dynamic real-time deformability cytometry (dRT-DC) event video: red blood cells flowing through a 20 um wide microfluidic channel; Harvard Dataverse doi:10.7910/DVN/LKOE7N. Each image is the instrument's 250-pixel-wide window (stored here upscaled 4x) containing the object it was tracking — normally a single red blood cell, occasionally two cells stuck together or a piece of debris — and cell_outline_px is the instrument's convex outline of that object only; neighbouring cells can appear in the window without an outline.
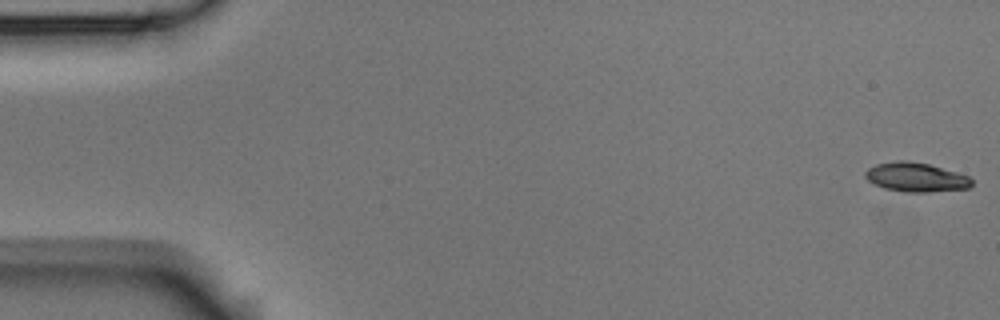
{"species": "Egyptian fruit bat (a non-hibernating species)", "species_latin": "Rousettus aegyptiacus", "temperature_condition": "room temperature", "stored_images_in_passage": 56, "camera_frame_rate_fps": 3000, "um_per_image_px": 0.085, "animal": {"sex": "male"}, "frame": {"image": 1, "passage_image": 1, "time_ms": 0.0, "image_size_px": [1000, 320], "cell_outline_px": [[972, 184], [968, 188], [928, 192], [904, 192], [884, 188], [868, 180], [864, 176], [864, 172], [868, 168], [876, 164], [896, 160], [904, 160], [928, 164], [956, 172], [968, 176], [972, 180]], "centroid_in_image_um": [77.82, 15.06], "position_along_channel_um": 7.2, "area_um2": 17.98}}
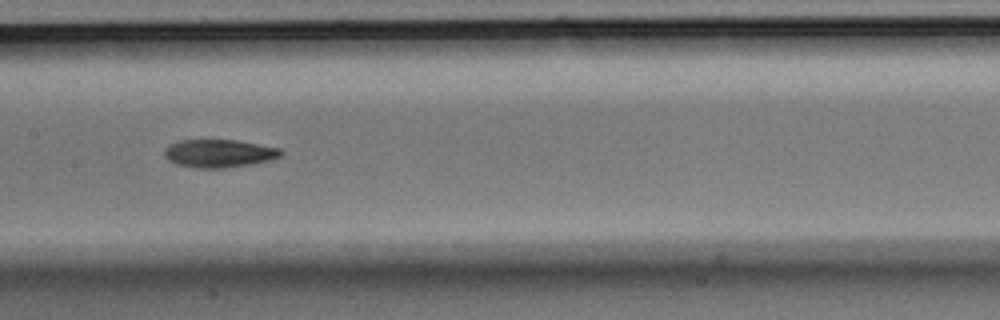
{"frame": {"image": 2, "passage_image": 28, "time_ms": 9.0, "image_size_px": [1000, 320], "cell_outline_px": [[284, 152], [280, 156], [272, 160], [252, 164], [224, 168], [196, 168], [176, 164], [168, 160], [164, 156], [164, 148], [168, 144], [180, 140], [236, 140], [280, 148]], "centroid_in_image_um": [18.6, 13.04], "position_along_channel_um": 188.8, "area_um2": 19.19}}
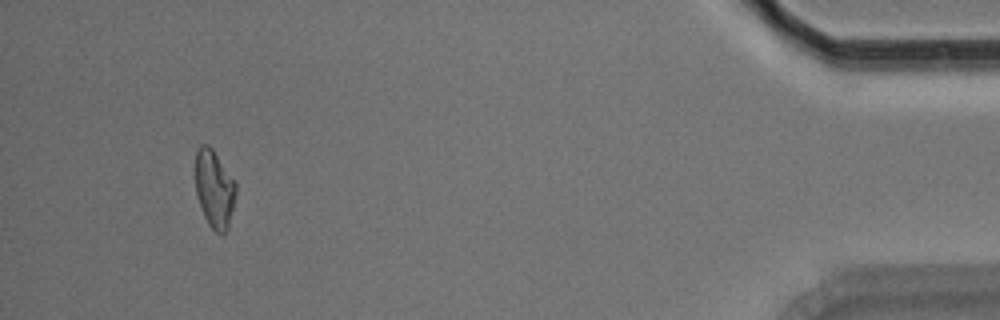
{"frame": {"image": 3, "passage_image": 53, "time_ms": 17.333, "image_size_px": [1000, 320], "cell_outline_px": [[236, 192], [228, 228], [224, 232], [216, 232], [208, 224], [204, 216], [196, 192], [196, 152], [200, 144], [208, 144], [212, 148], [236, 184]], "centroid_in_image_um": [18.21, 16.04], "position_along_channel_um": 417.0, "area_um2": 17.92}, "authors_computed_cell_mechanics": {"area_um2": 18.6694, "velocity_mm_per_s": 3.5791, "shape_relaxation_time_tau1_ms": 4.0426, "shape_relaxation_time_tau2_ms": 2.385, "deformation_change_tau1": 0.1438, "deformation_change_tau2": 0.0789}}